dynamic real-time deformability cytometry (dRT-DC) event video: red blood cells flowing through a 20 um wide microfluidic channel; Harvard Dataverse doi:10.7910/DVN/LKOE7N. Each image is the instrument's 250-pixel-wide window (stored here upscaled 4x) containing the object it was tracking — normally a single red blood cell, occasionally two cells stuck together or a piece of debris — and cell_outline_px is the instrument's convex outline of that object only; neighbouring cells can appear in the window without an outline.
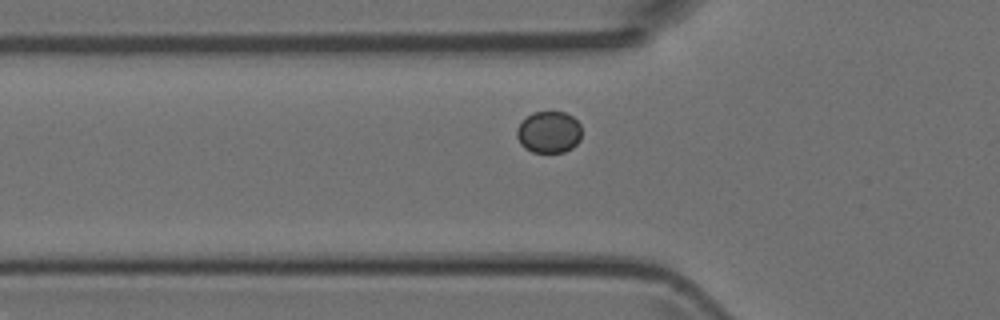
{"species": "Egyptian fruit bat (a non-hibernating species)", "species_latin": "Rousettus aegyptiacus", "temperature_condition": "room temperature", "stored_images_in_passage": 34, "camera_frame_rate_fps": 3000, "um_per_image_px": 0.085, "animal": {"sex": "female"}, "frame": {"image": 1, "passage_image": 5, "time_ms": 1.333, "image_size_px": [1000, 320], "cell_outline_px": [[580, 140], [572, 148], [564, 152], [532, 152], [524, 148], [520, 144], [516, 136], [516, 128], [532, 112], [564, 112], [572, 116], [580, 124]], "centroid_in_image_um": [46.64, 11.24], "position_along_channel_um": 79.2, "area_um2": 15.78}}
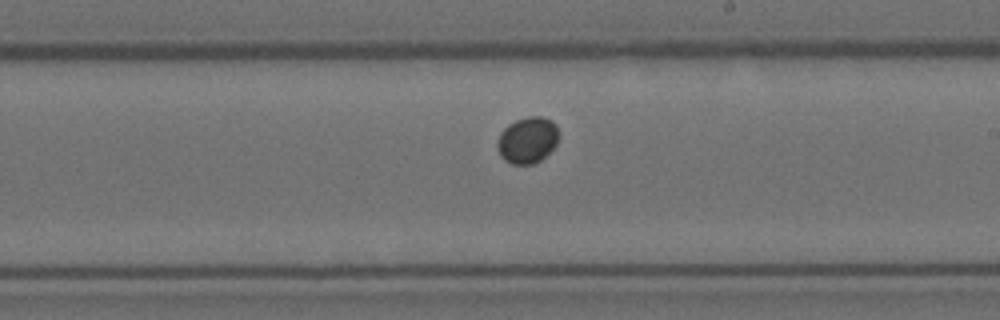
{"frame": {"image": 2, "passage_image": 17, "time_ms": 5.333, "image_size_px": [1000, 320], "cell_outline_px": [[556, 144], [540, 160], [532, 164], [512, 164], [504, 160], [500, 156], [496, 144], [500, 132], [508, 124], [516, 120], [528, 116], [540, 116], [552, 120], [556, 124]], "centroid_in_image_um": [44.78, 11.9], "position_along_channel_um": 244.2, "area_um2": 16.42}}
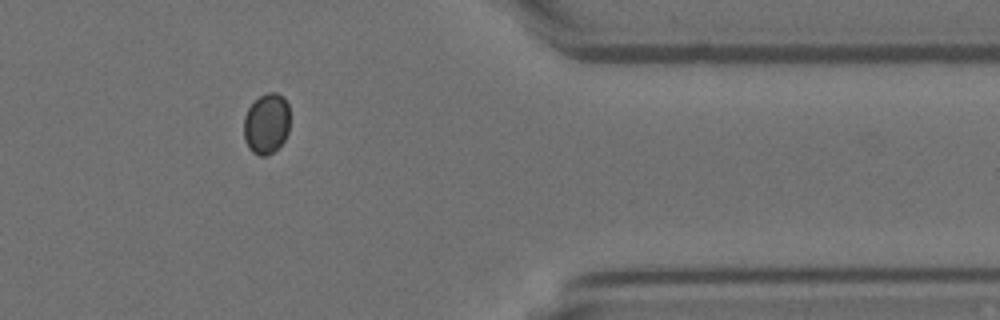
{"frame": {"image": 3, "passage_image": 29, "time_ms": 9.333, "image_size_px": [1000, 320], "cell_outline_px": [[288, 132], [284, 140], [268, 156], [260, 156], [252, 152], [248, 148], [244, 140], [244, 116], [248, 108], [260, 96], [268, 92], [276, 92], [284, 96], [288, 104]], "centroid_in_image_um": [22.63, 10.51], "position_along_channel_um": 388.8, "area_um2": 16.3}}